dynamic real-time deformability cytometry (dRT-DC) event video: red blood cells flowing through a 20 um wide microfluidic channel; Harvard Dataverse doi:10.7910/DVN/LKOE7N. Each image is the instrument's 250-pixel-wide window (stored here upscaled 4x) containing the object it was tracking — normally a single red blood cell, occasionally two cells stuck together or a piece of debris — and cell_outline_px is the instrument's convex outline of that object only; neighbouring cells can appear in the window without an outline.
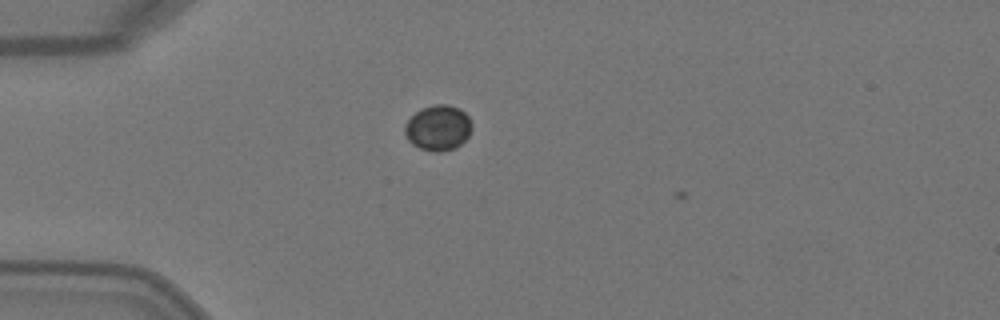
{"species": "Egyptian fruit bat (a non-hibernating species)", "species_latin": "Rousettus aegyptiacus", "temperature_condition": "warm", "stored_images_in_passage": 2, "camera_frame_rate_fps": 3000, "um_per_image_px": 0.085, "animal": {"sex": "female"}, "frame": {"image": 1, "passage_image": 1, "time_ms": 0.0, "image_size_px": [1000, 320], "cell_outline_px": [[472, 128], [468, 136], [456, 148], [440, 152], [432, 152], [420, 148], [412, 144], [408, 140], [404, 132], [404, 124], [416, 112], [424, 108], [436, 104], [448, 104], [460, 108], [468, 116], [472, 124]], "centroid_in_image_um": [37.24, 10.87], "position_along_channel_um": 47.8, "area_um2": 17.8}}